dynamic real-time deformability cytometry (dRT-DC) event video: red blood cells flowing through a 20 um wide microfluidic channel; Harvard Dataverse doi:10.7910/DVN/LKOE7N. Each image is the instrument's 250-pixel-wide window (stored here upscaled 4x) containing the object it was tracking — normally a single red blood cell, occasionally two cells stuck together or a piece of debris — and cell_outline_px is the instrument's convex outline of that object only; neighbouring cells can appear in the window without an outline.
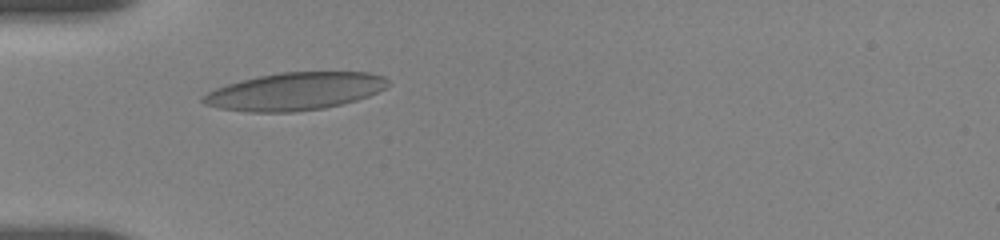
{"species": "human", "species_latin": "Homo sapiens", "temperature_condition": "room temperature", "stored_images_in_passage": 35, "camera_frame_rate_fps": 3000, "um_per_image_px": 0.085, "donor": {"sex": "female"}, "frame": {"image": 1, "passage_image": 1, "time_ms": 0.0, "image_size_px": [1000, 240], "cell_outline_px": [[388, 84], [384, 88], [368, 96], [356, 100], [324, 108], [296, 112], [248, 112], [220, 108], [204, 104], [200, 100], [200, 96], [216, 88], [240, 80], [280, 72], [368, 72], [384, 76], [388, 80]], "centroid_in_image_um": [25.03, 7.77], "position_along_channel_um": 60.0, "area_um2": 40.46}}
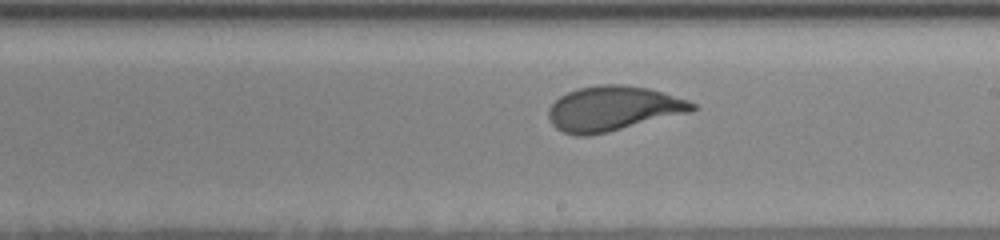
{"frame": {"image": 2, "passage_image": 19, "time_ms": 5.0, "image_size_px": [1000, 240], "cell_outline_px": [[696, 108], [692, 112], [608, 132], [588, 136], [576, 136], [564, 132], [556, 128], [552, 124], [548, 116], [548, 108], [560, 96], [576, 88], [600, 84], [624, 84], [648, 88], [688, 100], [696, 104]], "centroid_in_image_um": [52.1, 9.23], "position_along_channel_um": 236.9, "area_um2": 37.69}}
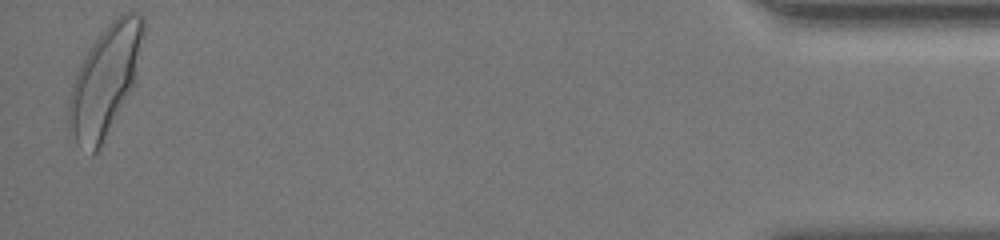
{"frame": {"image": 3, "passage_image": 34, "time_ms": 12.333, "image_size_px": [1000, 240], "cell_outline_px": [[144, 32], [136, 80], [100, 148], [92, 156], [68, 132], [68, 104], [72, 88], [76, 76], [84, 56], [92, 44], [104, 28], [120, 12], [140, 12], [144, 16]], "centroid_in_image_um": [8.95, 6.81], "position_along_channel_um": 426.2, "area_um2": 47.22}, "authors_computed_cell_mechanics": {"area_um2": 37.57, "velocity_mm_per_s": 3.6334, "shape_relaxation_time_tau1_ms": 3.1372, "shape_relaxation_time_tau2_ms": null, "deformation_change_tau1": 0.1589, "deformation_change_tau2": null}}